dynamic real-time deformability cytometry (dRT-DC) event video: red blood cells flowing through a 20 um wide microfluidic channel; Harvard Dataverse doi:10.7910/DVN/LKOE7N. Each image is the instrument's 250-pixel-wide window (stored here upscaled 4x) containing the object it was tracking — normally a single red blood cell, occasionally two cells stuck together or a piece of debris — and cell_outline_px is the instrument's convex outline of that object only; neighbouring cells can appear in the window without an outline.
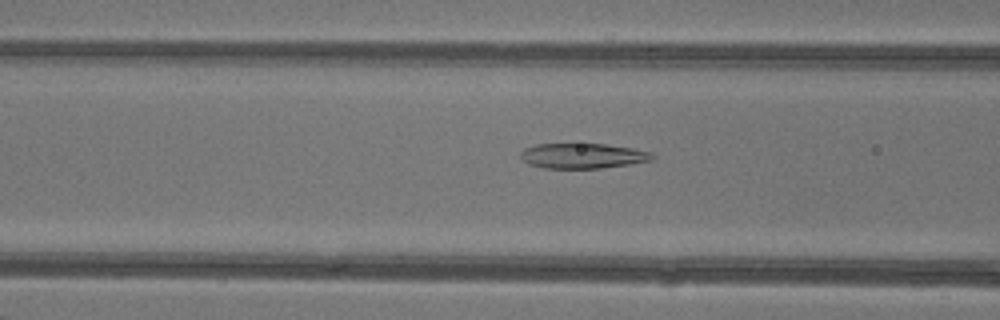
{"species": "common noctule bat (a hibernating species)", "species_latin": "Nyctalus noctula", "temperature_condition": "warm", "stored_images_in_passage": 48, "camera_frame_rate_fps": 3000, "um_per_image_px": 0.085, "animal": {"sex": "female"}, "frame": {"image": 1, "passage_image": 20, "time_ms": 6.333, "image_size_px": [1000, 320], "cell_outline_px": [[656, 156], [652, 160], [628, 164], [600, 168], [544, 168], [528, 164], [520, 156], [520, 152], [524, 148], [536, 144], [604, 144], [632, 148], [652, 152]], "centroid_in_image_um": [49.52, 13.24], "position_along_channel_um": 117.1, "area_um2": 19.25}}
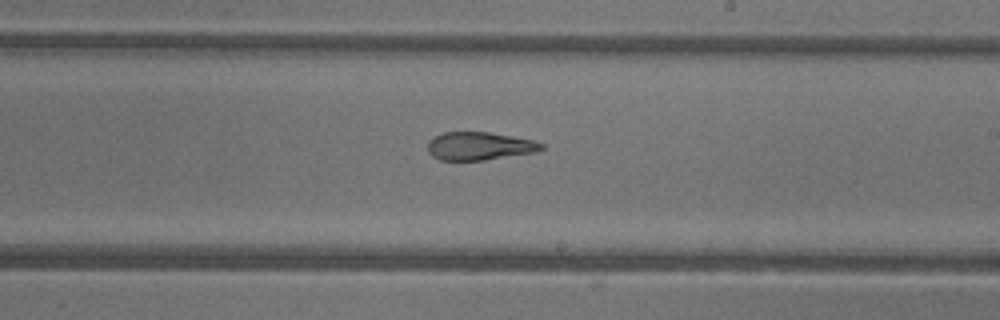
{"frame": {"image": 2, "passage_image": 29, "time_ms": 9.333, "image_size_px": [1000, 320], "cell_outline_px": [[544, 148], [536, 152], [484, 160], [440, 160], [432, 156], [428, 152], [428, 140], [432, 136], [444, 132], [488, 132], [512, 136], [532, 140], [544, 144]], "centroid_in_image_um": [40.72, 12.41], "position_along_channel_um": 248.3, "area_um2": 18.67}}
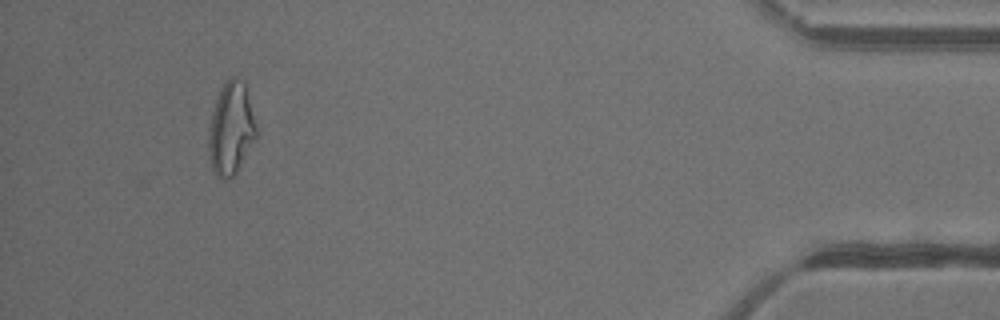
{"frame": {"image": 3, "passage_image": 45, "time_ms": 14.667, "image_size_px": [1000, 320], "cell_outline_px": [[256, 140], [236, 172], [228, 180], [220, 180], [216, 176], [212, 168], [208, 152], [208, 128], [212, 112], [220, 88], [228, 76], [236, 76], [244, 80], [256, 124]], "centroid_in_image_um": [19.62, 10.92], "position_along_channel_um": 415.6, "area_um2": 26.13}, "authors_computed_cell_mechanics": {"area_um2": 22.4842, "velocity_mm_per_s": 4.3717, "shape_relaxation_time_tau1_ms": null, "shape_relaxation_time_tau2_ms": 1.6983, "deformation_change_tau1": null, "deformation_change_tau2": 0.0993}}